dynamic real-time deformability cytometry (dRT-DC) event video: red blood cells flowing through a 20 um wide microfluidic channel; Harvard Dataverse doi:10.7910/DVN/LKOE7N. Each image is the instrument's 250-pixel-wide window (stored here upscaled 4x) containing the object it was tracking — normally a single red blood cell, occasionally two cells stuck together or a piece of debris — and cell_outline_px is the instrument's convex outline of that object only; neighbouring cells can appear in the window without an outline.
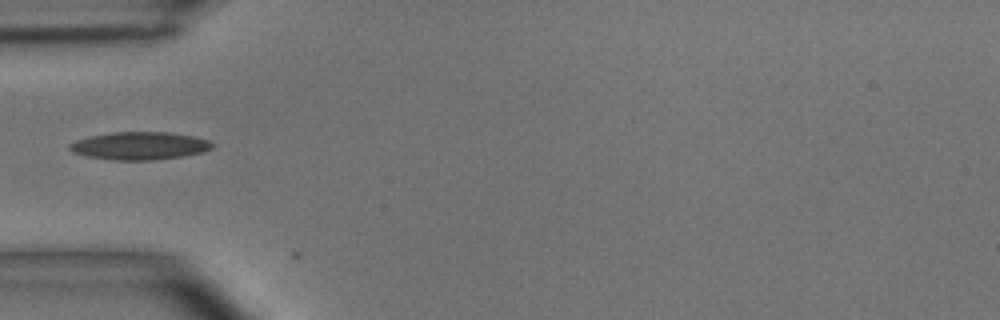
{"species": "common noctule bat (a hibernating species)", "species_latin": "Nyctalus noctula", "temperature_condition": "room temperature", "stored_images_in_passage": 4, "camera_frame_rate_fps": 3000, "um_per_image_px": 0.085, "animal": {"sex": "male", "body_mass_g": 15.6}, "frame": {"image": 1, "passage_image": 1, "time_ms": 0.0, "image_size_px": [1000, 320], "cell_outline_px": [[216, 144], [212, 148], [204, 152], [184, 156], [152, 160], [112, 160], [88, 156], [72, 152], [68, 148], [68, 144], [76, 140], [88, 136], [112, 132], [168, 132], [192, 136], [208, 140]], "centroid_in_image_um": [11.87, 12.39], "position_along_channel_um": 73.1, "area_um2": 23.24}}